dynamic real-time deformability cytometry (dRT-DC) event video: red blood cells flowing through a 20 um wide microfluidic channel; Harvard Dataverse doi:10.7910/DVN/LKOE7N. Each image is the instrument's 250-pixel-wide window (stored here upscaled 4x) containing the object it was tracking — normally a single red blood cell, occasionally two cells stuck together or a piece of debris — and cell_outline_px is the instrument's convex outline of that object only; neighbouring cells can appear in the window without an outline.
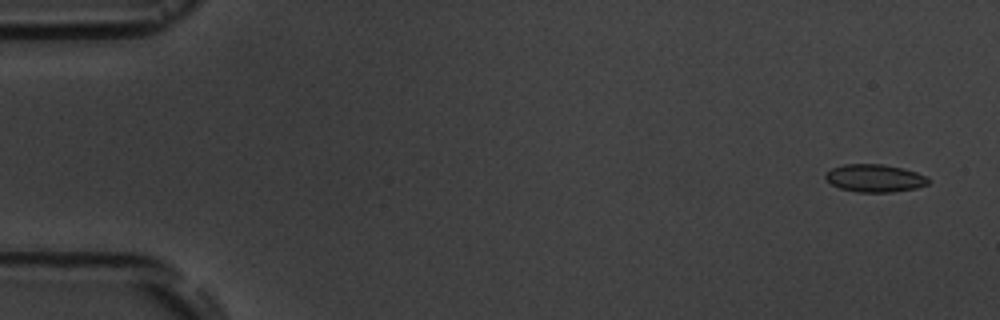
{"species": "common noctule bat (a hibernating species)", "species_latin": "Nyctalus noctula", "temperature_condition": "room temperature", "stored_images_in_passage": 4, "camera_frame_rate_fps": 3000, "um_per_image_px": 0.085, "animal": {"sex": "male", "body_mass_g": 19.5, "forearm_length_mm": 54.6}, "frame": {"image": 1, "passage_image": 1, "time_ms": 0.0, "image_size_px": [1000, 320], "cell_outline_px": [[928, 184], [916, 188], [892, 192], [856, 192], [840, 188], [832, 184], [824, 176], [832, 168], [844, 164], [880, 164], [900, 168], [916, 172], [924, 176], [928, 180]], "centroid_in_image_um": [74.33, 15.15], "position_along_channel_um": 10.7, "area_um2": 16.3}}